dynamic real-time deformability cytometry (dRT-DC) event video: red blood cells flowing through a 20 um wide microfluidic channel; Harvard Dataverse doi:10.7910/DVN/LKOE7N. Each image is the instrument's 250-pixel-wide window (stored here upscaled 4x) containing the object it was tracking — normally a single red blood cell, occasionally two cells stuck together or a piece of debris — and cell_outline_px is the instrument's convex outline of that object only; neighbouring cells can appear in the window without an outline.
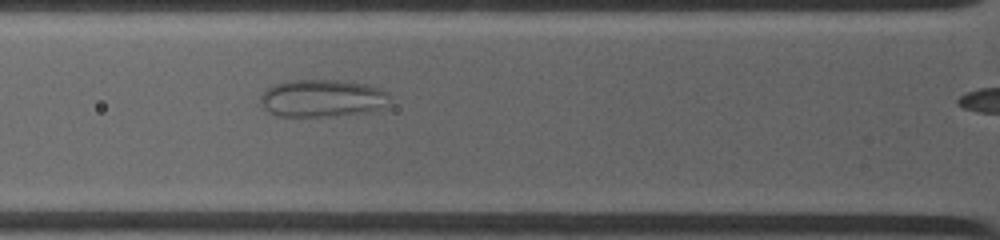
{"species": "common noctule bat (a hibernating species)", "species_latin": "Nyctalus noctula", "temperature_condition": "warm", "stored_images_in_passage": 4, "segment_of_instrument_passage": [1, 2], "camera_frame_rate_fps": 4500, "um_per_image_px": 0.085, "animal": {"sex": "female", "body_mass_g": 19.0, "forearm_length_mm": 53.3}, "frame": {"image": 1, "passage_image": 3, "time_ms": 1.333, "image_size_px": [1000, 240], "cell_outline_px": [[388, 96], [376, 108], [364, 112], [332, 116], [276, 116], [268, 112], [260, 104], [260, 96], [268, 88], [276, 84], [292, 80], [340, 80], [368, 84], [380, 88], [388, 92]], "centroid_in_image_um": [27.29, 8.34], "position_along_channel_um": 98.5, "area_um2": 27.74}}